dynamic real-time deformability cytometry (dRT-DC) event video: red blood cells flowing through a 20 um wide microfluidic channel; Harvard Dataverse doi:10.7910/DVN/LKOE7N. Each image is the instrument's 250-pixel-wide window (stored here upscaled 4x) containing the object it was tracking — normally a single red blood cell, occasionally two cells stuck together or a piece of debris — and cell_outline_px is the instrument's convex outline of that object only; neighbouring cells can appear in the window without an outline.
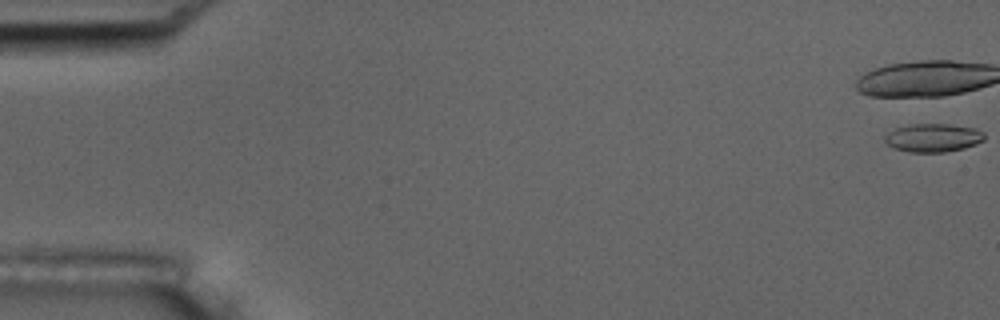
{"species": "common noctule bat (a hibernating species)", "species_latin": "Nyctalus noctula", "temperature_condition": "room temperature", "stored_images_in_passage": 56, "camera_frame_rate_fps": 3000, "um_per_image_px": 0.085, "animal": {"sex": "male", "body_mass_g": 17.5, "forearm_length_mm": 52.3}, "frame": {"image": 1, "passage_image": 1, "time_ms": 0.0, "image_size_px": [1000, 320], "cell_outline_px": [[984, 140], [976, 144], [964, 148], [944, 152], [908, 152], [892, 148], [884, 140], [884, 136], [888, 132], [896, 128], [912, 124], [948, 124], [976, 128], [984, 132]], "centroid_in_image_um": [79.31, 11.71], "position_along_channel_um": 5.7, "area_um2": 16.53}}